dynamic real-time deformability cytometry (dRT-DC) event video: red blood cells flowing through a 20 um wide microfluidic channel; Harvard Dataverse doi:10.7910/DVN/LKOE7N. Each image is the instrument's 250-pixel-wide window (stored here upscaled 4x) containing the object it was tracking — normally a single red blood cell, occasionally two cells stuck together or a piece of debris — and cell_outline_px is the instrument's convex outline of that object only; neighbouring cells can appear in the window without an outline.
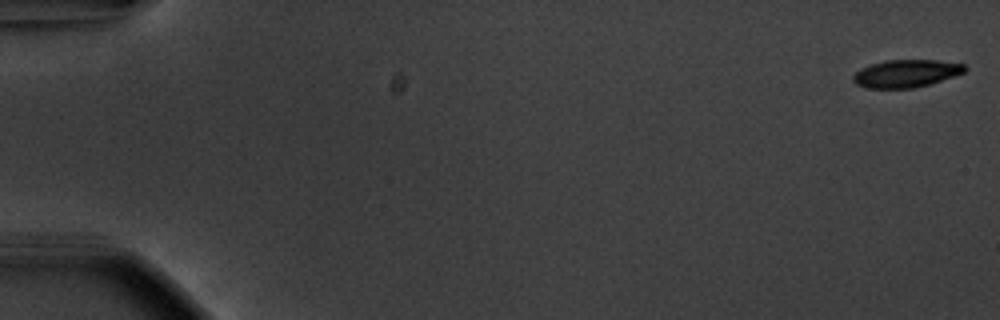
{"species": "common noctule bat (a hibernating species)", "species_latin": "Nyctalus noctula", "temperature_condition": "warm", "stored_images_in_passage": 55, "camera_frame_rate_fps": 3000, "um_per_image_px": 0.085, "animal": {"sex": "male", "body_mass_g": 20.1, "forearm_length_mm": 53.5}, "frame": {"image": 1, "passage_image": 1, "time_ms": 0.0, "image_size_px": [1000, 320], "cell_outline_px": [[968, 68], [964, 72], [928, 84], [912, 88], [868, 88], [856, 84], [852, 80], [852, 76], [860, 68], [884, 60], [936, 60], [964, 64]], "centroid_in_image_um": [76.98, 6.24], "position_along_channel_um": 8.0, "area_um2": 17.8}}
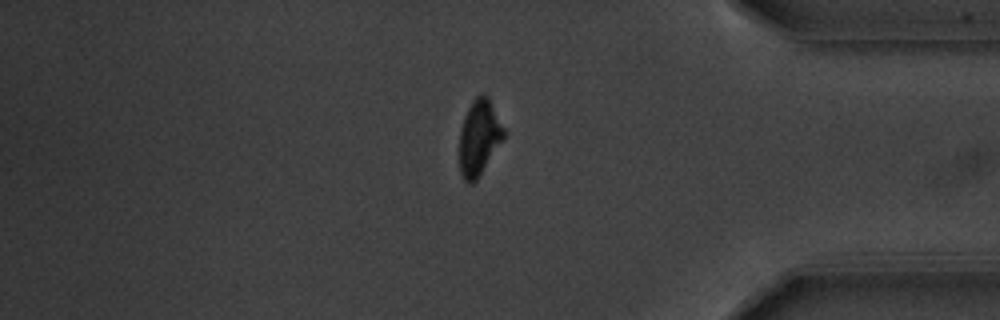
{"frame": {"image": 2, "passage_image": 47, "time_ms": 15.333, "image_size_px": [1000, 320], "cell_outline_px": [[508, 132], [504, 140], [476, 180], [472, 184], [468, 184], [460, 176], [460, 128], [464, 116], [472, 100], [476, 96], [484, 92], [488, 96]], "centroid_in_image_um": [40.76, 11.67], "position_along_channel_um": 394.4, "area_um2": 20.06}}
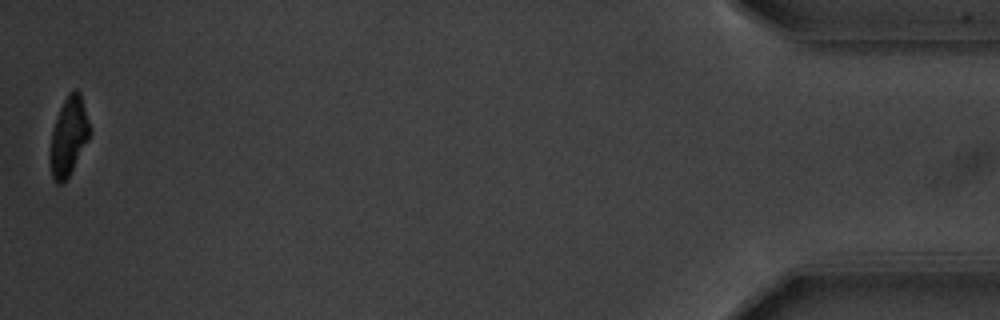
{"frame": {"image": 3, "passage_image": 55, "time_ms": 18.0, "image_size_px": [1000, 320], "cell_outline_px": [[92, 132], [88, 140], [68, 176], [60, 184], [56, 184], [52, 176], [52, 132], [60, 108], [68, 92], [76, 88], [80, 92], [92, 128]], "centroid_in_image_um": [5.9, 11.5], "position_along_channel_um": 429.3, "area_um2": 17.63}, "authors_computed_cell_mechanics": {"area_um2": 19.8254, "velocity_mm_per_s": 3.7226, "shape_relaxation_time_tau1_ms": 2.6976, "shape_relaxation_time_tau2_ms": 7.0122, "deformation_change_tau1": 0.1319, "deformation_change_tau2": 0.1522}}